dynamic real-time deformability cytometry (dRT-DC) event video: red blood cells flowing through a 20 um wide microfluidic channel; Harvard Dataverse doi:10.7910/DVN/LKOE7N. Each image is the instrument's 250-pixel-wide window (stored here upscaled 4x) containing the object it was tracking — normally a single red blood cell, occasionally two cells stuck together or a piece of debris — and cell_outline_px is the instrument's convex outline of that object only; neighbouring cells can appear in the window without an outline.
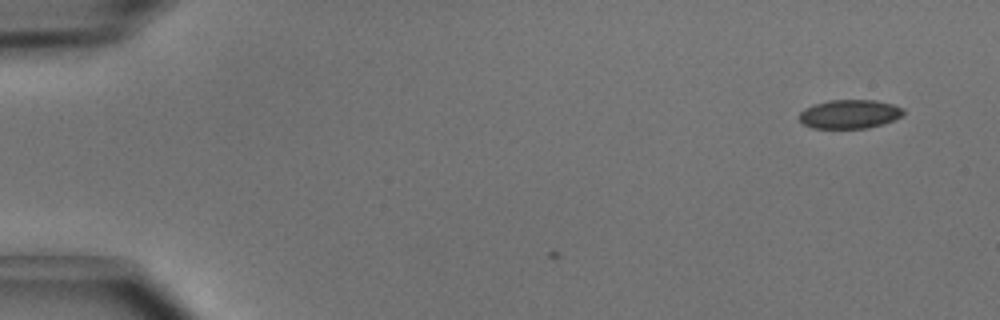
{"species": "common noctule bat (a hibernating species)", "species_latin": "Nyctalus noctula", "temperature_condition": "cold", "stored_images_in_passage": 6, "camera_frame_rate_fps": 3000, "um_per_image_px": 0.085, "animal": {"sex": "male", "body_mass_g": 15.6}, "frame": {"image": 1, "passage_image": 6, "time_ms": 1.667, "image_size_px": [1000, 320], "cell_outline_px": [[904, 116], [868, 128], [812, 128], [804, 124], [800, 120], [800, 112], [804, 108], [812, 104], [828, 100], [876, 100], [892, 104], [904, 108]], "centroid_in_image_um": [72.21, 9.68], "position_along_channel_um": 12.8, "area_um2": 17.57}}